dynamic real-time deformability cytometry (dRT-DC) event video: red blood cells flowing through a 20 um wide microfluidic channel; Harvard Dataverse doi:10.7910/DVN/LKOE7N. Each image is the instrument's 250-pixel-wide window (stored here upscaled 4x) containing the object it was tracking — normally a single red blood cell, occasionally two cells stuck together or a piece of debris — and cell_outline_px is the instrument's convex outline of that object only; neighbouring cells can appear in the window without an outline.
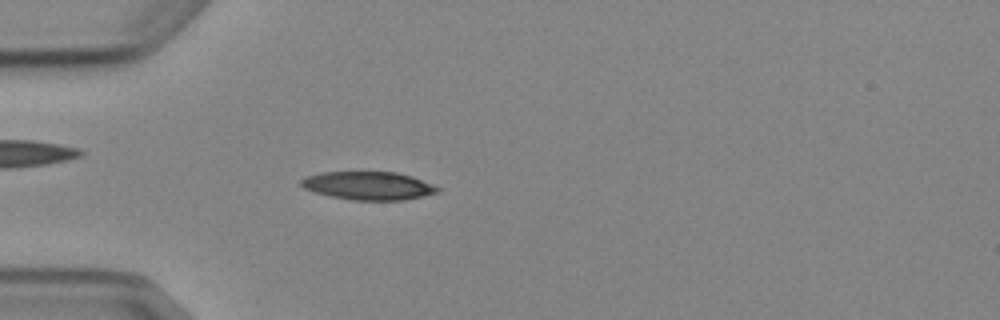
{"species": "Egyptian fruit bat (a non-hibernating species)", "species_latin": "Rousettus aegyptiacus", "temperature_condition": "cold", "stored_images_in_passage": 4, "camera_frame_rate_fps": 3000, "um_per_image_px": 0.085, "animal": {"sex": "female"}, "frame": {"image": 1, "passage_image": 4, "time_ms": 4.333, "image_size_px": [1000, 320], "cell_outline_px": [[440, 192], [404, 200], [352, 200], [332, 196], [316, 192], [304, 188], [300, 184], [300, 180], [304, 176], [320, 172], [396, 172], [412, 176], [432, 184], [440, 188]], "centroid_in_image_um": [31.31, 15.78], "position_along_channel_um": 53.7, "area_um2": 22.43}}